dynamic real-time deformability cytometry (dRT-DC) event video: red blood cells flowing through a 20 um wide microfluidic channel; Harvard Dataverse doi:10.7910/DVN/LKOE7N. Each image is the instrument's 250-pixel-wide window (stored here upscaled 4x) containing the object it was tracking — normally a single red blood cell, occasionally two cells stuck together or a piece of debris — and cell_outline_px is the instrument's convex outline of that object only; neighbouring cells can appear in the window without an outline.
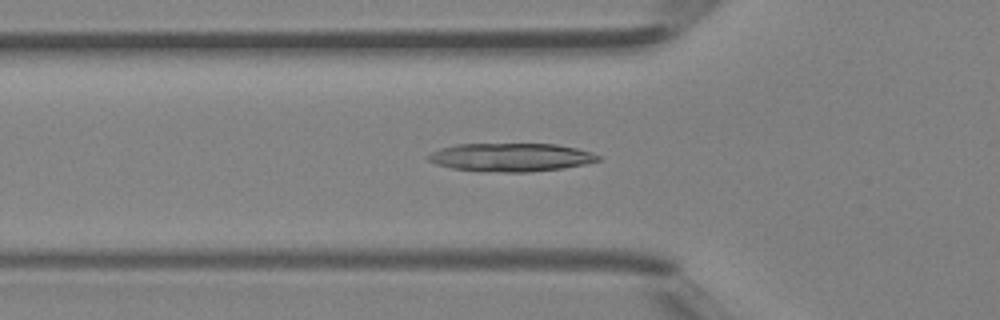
{"species": "Egyptian fruit bat (a non-hibernating species)", "species_latin": "Rousettus aegyptiacus", "temperature_condition": "room temperature", "stored_images_in_passage": 43, "camera_frame_rate_fps": 3000, "um_per_image_px": 0.085, "animal": {"sex": "female"}, "frame": {"image": 1, "passage_image": 15, "time_ms": 4.667, "image_size_px": [1000, 320], "cell_outline_px": [[600, 160], [584, 164], [560, 168], [528, 172], [504, 172], [452, 168], [436, 164], [428, 160], [424, 156], [440, 148], [456, 144], [556, 144], [576, 148], [592, 152], [600, 156]], "centroid_in_image_um": [43.4, 13.36], "position_along_channel_um": 82.4, "area_um2": 27.8}}
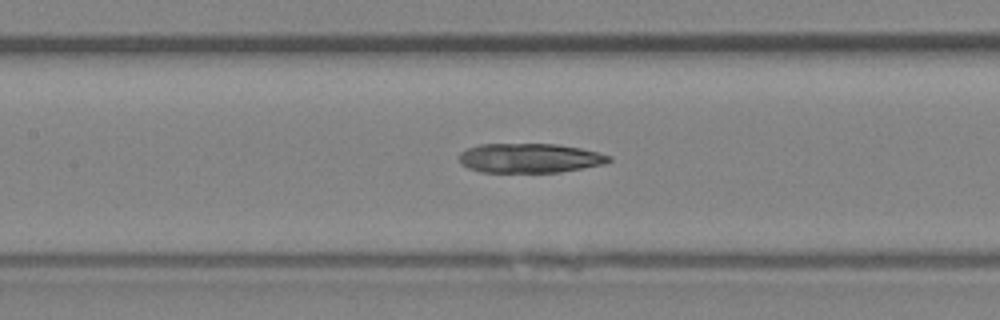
{"frame": {"image": 2, "passage_image": 20, "time_ms": 6.333, "image_size_px": [1000, 320], "cell_outline_px": [[612, 160], [604, 164], [560, 172], [480, 172], [468, 168], [460, 164], [460, 152], [468, 148], [480, 144], [556, 144], [580, 148], [612, 156]], "centroid_in_image_um": [45.01, 13.44], "position_along_channel_um": 162.4, "area_um2": 25.66}}
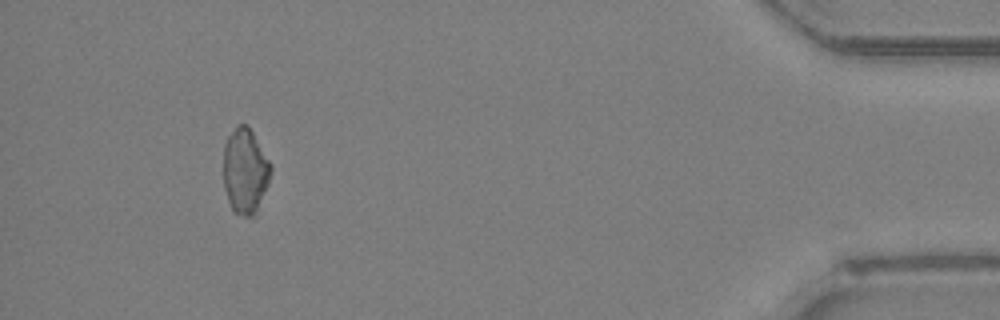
{"frame": {"image": 3, "passage_image": 40, "time_ms": 13.0, "image_size_px": [1000, 320], "cell_outline_px": [[272, 168], [268, 184], [256, 216], [244, 216], [232, 212], [224, 188], [224, 144], [228, 136], [236, 124], [244, 124], [252, 132], [272, 164]], "centroid_in_image_um": [20.84, 14.57], "position_along_channel_um": 414.4, "area_um2": 23.76}}